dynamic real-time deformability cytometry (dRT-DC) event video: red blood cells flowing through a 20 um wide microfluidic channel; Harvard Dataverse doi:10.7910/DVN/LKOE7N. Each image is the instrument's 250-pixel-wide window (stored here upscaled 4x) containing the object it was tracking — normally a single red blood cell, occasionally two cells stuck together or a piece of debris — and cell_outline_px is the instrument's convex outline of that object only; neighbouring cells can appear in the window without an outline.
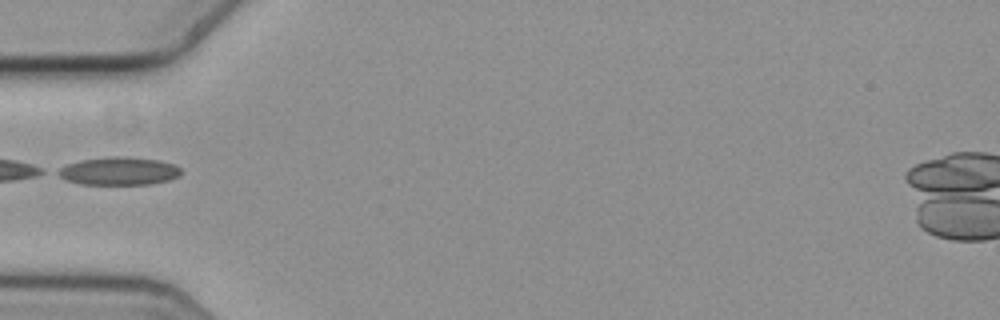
{"species": "common noctule bat (a hibernating species)", "species_latin": "Nyctalus noctula", "temperature_condition": "cold", "stored_images_in_passage": 36, "camera_frame_rate_fps": 3000, "um_per_image_px": 0.085, "animal": {"sex": "female", "body_mass_g": 19.3, "forearm_length_mm": 54.1}, "frame": {"image": 1, "passage_image": 1, "time_ms": 0.0, "image_size_px": [1000, 320], "cell_outline_px": [[180, 176], [168, 180], [152, 184], [80, 184], [64, 180], [52, 172], [68, 164], [80, 160], [112, 156], [124, 156], [160, 160], [176, 164], [180, 168]], "centroid_in_image_um": [10.08, 14.54], "position_along_channel_um": 74.9, "area_um2": 20.35}}